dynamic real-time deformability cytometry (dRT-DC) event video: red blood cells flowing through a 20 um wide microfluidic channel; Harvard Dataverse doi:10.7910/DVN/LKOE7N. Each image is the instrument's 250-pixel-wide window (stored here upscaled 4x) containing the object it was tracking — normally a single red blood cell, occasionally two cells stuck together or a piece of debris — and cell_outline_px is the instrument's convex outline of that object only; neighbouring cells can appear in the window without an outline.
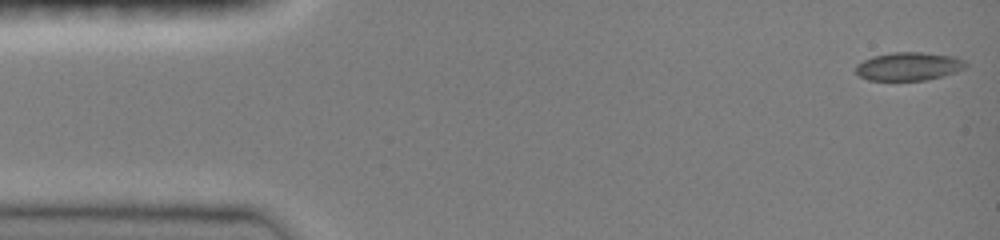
{"species": "common noctule bat (a hibernating species)", "species_latin": "Nyctalus noctula", "temperature_condition": "room temperature", "stored_images_in_passage": 46, "camera_frame_rate_fps": 3000, "um_per_image_px": 0.085, "animal": {"sex": "female", "body_mass_g": 19.0, "forearm_length_mm": 51.5}, "frame": {"image": 1, "passage_image": 1, "time_ms": 0.0, "image_size_px": [1000, 240], "cell_outline_px": [[968, 64], [964, 68], [956, 72], [944, 76], [924, 80], [868, 80], [860, 76], [856, 72], [856, 64], [872, 56], [892, 52], [924, 52], [956, 56], [964, 60]], "centroid_in_image_um": [77.27, 5.63], "position_along_channel_um": 7.7, "area_um2": 18.26}}
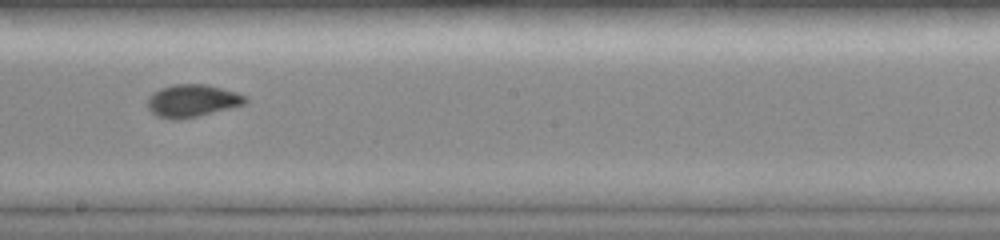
{"frame": {"image": 2, "passage_image": 26, "time_ms": 8.333, "image_size_px": [1000, 240], "cell_outline_px": [[248, 100], [244, 104], [196, 116], [176, 120], [172, 120], [156, 116], [148, 108], [148, 96], [152, 92], [160, 88], [172, 84], [208, 84], [236, 92], [248, 96]], "centroid_in_image_um": [16.31, 8.55], "position_along_channel_um": 231.9, "area_um2": 18.55}}
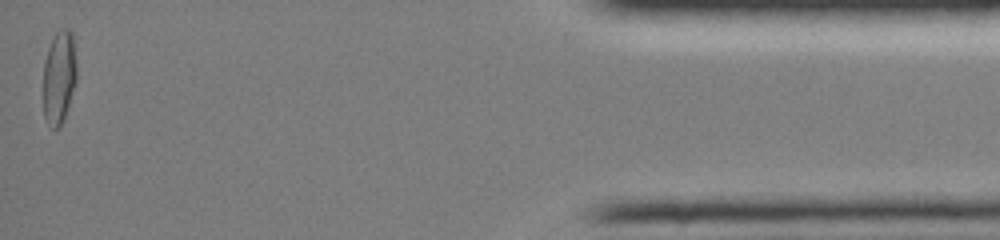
{"frame": {"image": 3, "passage_image": 46, "time_ms": 15.0, "image_size_px": [1000, 240], "cell_outline_px": [[76, 84], [64, 120], [56, 128], [52, 128], [44, 116], [44, 60], [52, 36], [60, 28], [68, 28], [72, 32], [76, 60]], "centroid_in_image_um": [5.04, 6.51], "position_along_channel_um": 430.2, "area_um2": 18.32}}